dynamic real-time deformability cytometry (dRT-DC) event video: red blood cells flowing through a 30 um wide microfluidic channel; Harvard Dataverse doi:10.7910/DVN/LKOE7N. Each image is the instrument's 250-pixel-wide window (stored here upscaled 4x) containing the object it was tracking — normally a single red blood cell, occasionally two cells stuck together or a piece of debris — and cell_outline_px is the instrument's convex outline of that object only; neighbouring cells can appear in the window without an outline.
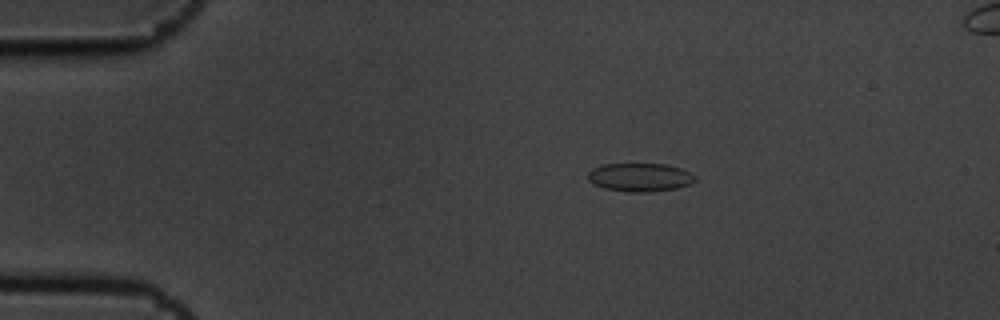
{"species": "common noctule bat (a hibernating species)", "species_latin": "Nyctalus noctula", "temperature_condition": "cold", "stored_images_in_passage": 3, "camera_frame_rate_fps": 3000, "um_per_image_px": 0.085, "animal": {"sex": "male", "body_mass_g": 19.5, "forearm_length_mm": 54.6}, "frame": {"image": 1, "passage_image": 1, "time_ms": 0.0, "image_size_px": [1000, 320], "cell_outline_px": [[696, 180], [692, 184], [676, 188], [648, 192], [628, 192], [604, 188], [588, 180], [588, 172], [592, 168], [600, 164], [664, 164], [680, 168], [696, 176]], "centroid_in_image_um": [54.39, 15.07], "position_along_channel_um": 30.6, "area_um2": 17.74}}